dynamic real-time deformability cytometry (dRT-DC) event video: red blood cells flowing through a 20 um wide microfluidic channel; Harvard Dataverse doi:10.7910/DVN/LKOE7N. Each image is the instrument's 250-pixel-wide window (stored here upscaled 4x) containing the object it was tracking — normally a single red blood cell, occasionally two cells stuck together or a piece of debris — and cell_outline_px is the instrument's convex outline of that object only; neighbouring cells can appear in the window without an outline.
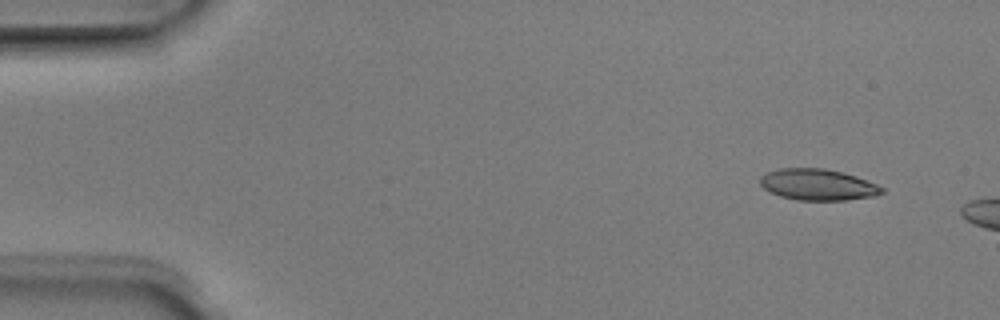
{"species": "Egyptian fruit bat (a non-hibernating species)", "species_latin": "Rousettus aegyptiacus", "temperature_condition": "room temperature", "stored_images_in_passage": 3, "camera_frame_rate_fps": 3000, "um_per_image_px": 0.085, "animal": {"sex": "male"}, "frame": {"image": 1, "passage_image": 1, "time_ms": 0.0, "image_size_px": [1000, 320], "cell_outline_px": [[884, 192], [876, 196], [844, 200], [796, 200], [780, 196], [768, 192], [760, 184], [760, 176], [768, 172], [780, 168], [824, 168], [844, 172], [856, 176], [876, 184], [884, 188]], "centroid_in_image_um": [69.51, 15.69], "position_along_channel_um": 15.5, "area_um2": 22.31}}